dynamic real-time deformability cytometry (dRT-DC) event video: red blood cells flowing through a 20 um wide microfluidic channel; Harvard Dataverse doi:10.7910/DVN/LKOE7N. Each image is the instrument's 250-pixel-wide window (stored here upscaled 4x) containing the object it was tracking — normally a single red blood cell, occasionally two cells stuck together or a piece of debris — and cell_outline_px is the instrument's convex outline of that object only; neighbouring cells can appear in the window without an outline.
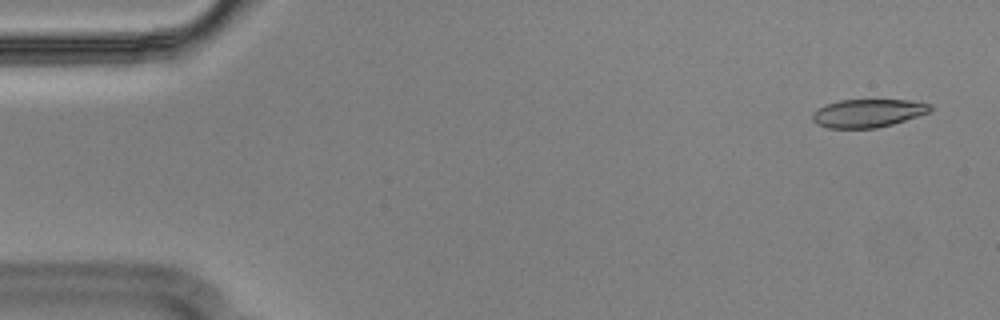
{"species": "Egyptian fruit bat (a non-hibernating species)", "species_latin": "Rousettus aegyptiacus", "temperature_condition": "cold", "stored_images_in_passage": 43, "camera_frame_rate_fps": 3000, "um_per_image_px": 0.085, "animal": {"sex": "male"}, "frame": {"image": 1, "passage_image": 3, "time_ms": 0.667, "image_size_px": [1000, 320], "cell_outline_px": [[932, 112], [892, 124], [876, 128], [828, 128], [816, 124], [812, 120], [812, 112], [816, 108], [840, 100], [912, 100], [932, 104]], "centroid_in_image_um": [73.79, 9.62], "position_along_channel_um": 11.2, "area_um2": 19.54}}
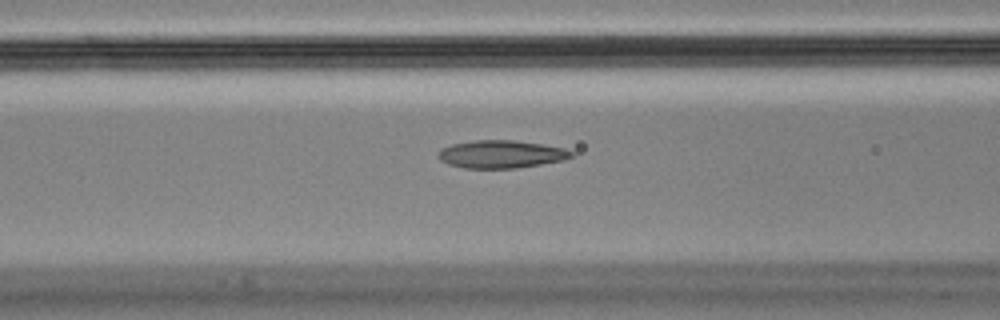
{"frame": {"image": 2, "passage_image": 22, "time_ms": 7.0, "image_size_px": [1000, 320], "cell_outline_px": [[576, 152], [572, 156], [564, 160], [516, 168], [464, 168], [448, 164], [440, 160], [436, 156], [440, 148], [452, 144], [476, 140], [516, 140], [564, 148]], "centroid_in_image_um": [42.57, 13.1], "position_along_channel_um": 124.0, "area_um2": 21.62}}
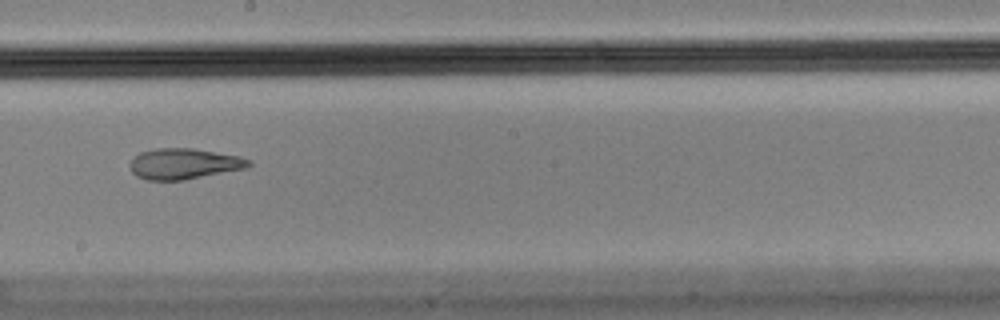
{"frame": {"image": 3, "passage_image": 31, "time_ms": 10.0, "image_size_px": [1000, 320], "cell_outline_px": [[252, 164], [248, 168], [184, 180], [148, 180], [136, 176], [132, 172], [128, 164], [140, 152], [152, 148], [192, 148], [240, 156], [252, 160]], "centroid_in_image_um": [15.65, 13.92], "position_along_channel_um": 232.5, "area_um2": 21.5}, "authors_computed_cell_mechanics": {"area_um2": 21.2126, "velocity_mm_per_s": 3.623, "shape_relaxation_time_tau1_ms": null, "shape_relaxation_time_tau2_ms": 2.5577, "deformation_change_tau1": null, "deformation_change_tau2": 0.1118}}